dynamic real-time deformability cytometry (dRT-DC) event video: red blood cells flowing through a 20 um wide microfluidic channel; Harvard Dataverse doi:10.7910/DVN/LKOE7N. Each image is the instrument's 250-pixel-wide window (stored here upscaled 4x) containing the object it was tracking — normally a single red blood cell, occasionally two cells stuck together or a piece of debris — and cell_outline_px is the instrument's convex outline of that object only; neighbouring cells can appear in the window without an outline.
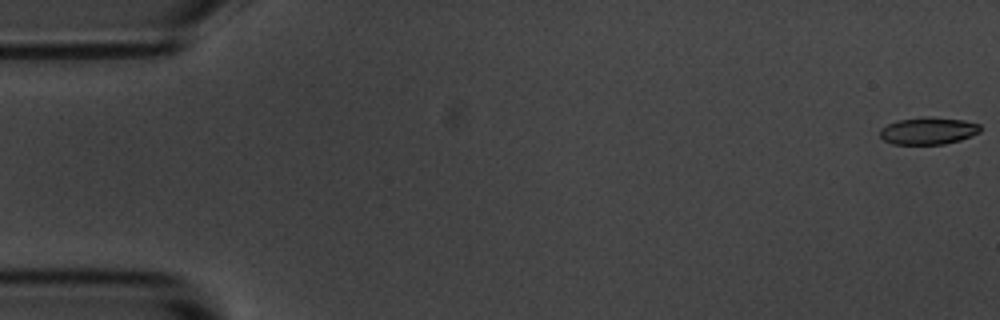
{"species": "common noctule bat (a hibernating species)", "species_latin": "Nyctalus noctula", "temperature_condition": "room temperature", "stored_images_in_passage": 55, "camera_frame_rate_fps": 3000, "um_per_image_px": 0.085, "animal": {"sex": "male", "body_mass_g": 20.1, "forearm_length_mm": 53.5}, "frame": {"image": 1, "passage_image": 1, "time_ms": 0.0, "image_size_px": [1000, 320], "cell_outline_px": [[980, 132], [960, 140], [944, 144], [892, 144], [884, 140], [880, 136], [880, 128], [896, 120], [920, 116], [932, 116], [964, 120], [980, 124]], "centroid_in_image_um": [78.88, 11.1], "position_along_channel_um": 6.1, "area_um2": 16.13}}
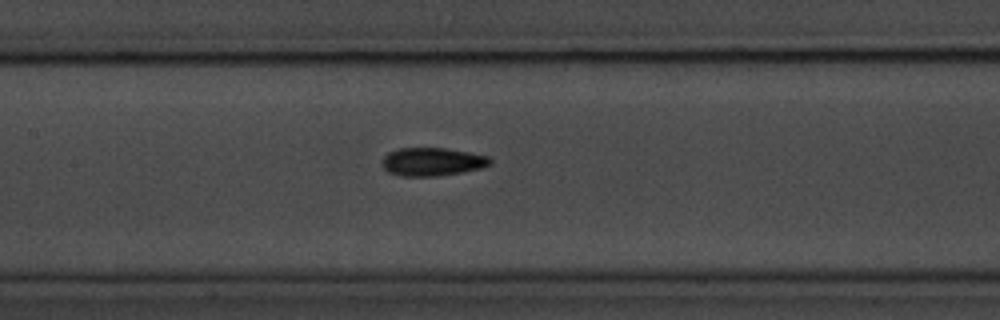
{"frame": {"image": 2, "passage_image": 26, "time_ms": 8.333, "image_size_px": [1000, 320], "cell_outline_px": [[492, 164], [480, 168], [460, 172], [436, 176], [400, 176], [388, 172], [380, 164], [384, 156], [388, 152], [400, 148], [444, 148], [468, 152], [488, 156], [492, 160]], "centroid_in_image_um": [36.71, 13.75], "position_along_channel_um": 170.7, "area_um2": 17.74}}
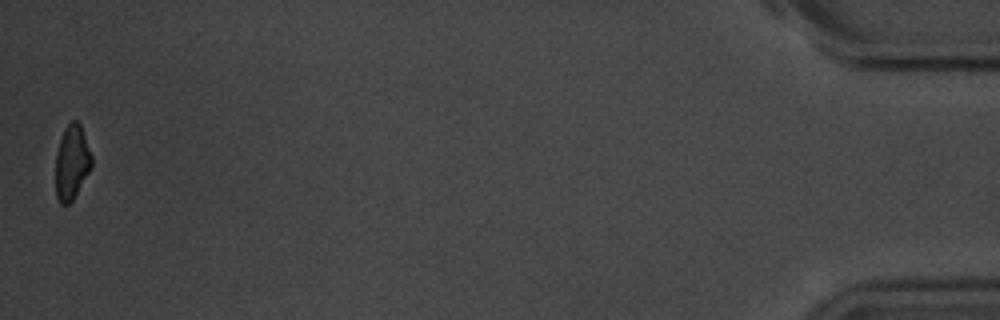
{"frame": {"image": 3, "passage_image": 55, "time_ms": 18.0, "image_size_px": [1000, 320], "cell_outline_px": [[92, 168], [72, 200], [68, 204], [60, 204], [56, 196], [56, 152], [64, 128], [72, 120], [76, 120], [80, 124], [92, 156]], "centroid_in_image_um": [6.11, 13.8], "position_along_channel_um": 429.1, "area_um2": 15.61}, "authors_computed_cell_mechanics": {"area_um2": 16.9932, "velocity_mm_per_s": 3.6586, "shape_relaxation_time_tau1_ms": 5.0399, "shape_relaxation_time_tau2_ms": 3.3948, "deformation_change_tau1": 0.1309, "deformation_change_tau2": 0.0906}}